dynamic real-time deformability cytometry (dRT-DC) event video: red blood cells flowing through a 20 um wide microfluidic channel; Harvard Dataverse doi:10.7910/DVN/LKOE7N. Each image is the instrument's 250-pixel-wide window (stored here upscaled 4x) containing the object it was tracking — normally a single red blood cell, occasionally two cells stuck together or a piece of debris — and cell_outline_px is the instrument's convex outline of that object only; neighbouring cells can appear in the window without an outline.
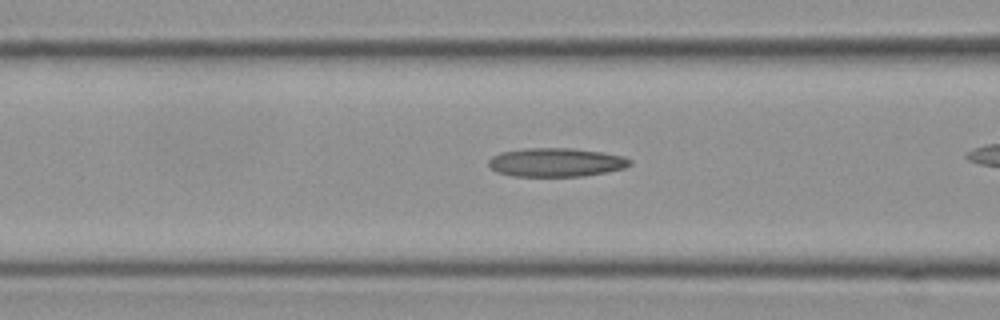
{"species": "Egyptian fruit bat (a non-hibernating species)", "species_latin": "Rousettus aegyptiacus", "temperature_condition": "cold", "stored_images_in_passage": 46, "camera_frame_rate_fps": 3000, "um_per_image_px": 0.085, "frame": {"image": 1, "passage_image": 24, "time_ms": 7.667, "image_size_px": [1000, 320], "cell_outline_px": [[632, 164], [624, 168], [604, 172], [580, 176], [512, 176], [496, 172], [488, 164], [488, 160], [492, 156], [500, 152], [524, 148], [572, 148], [604, 152], [624, 156], [632, 160]], "centroid_in_image_um": [47.26, 13.79], "position_along_channel_um": 119.3, "area_um2": 23.76}}
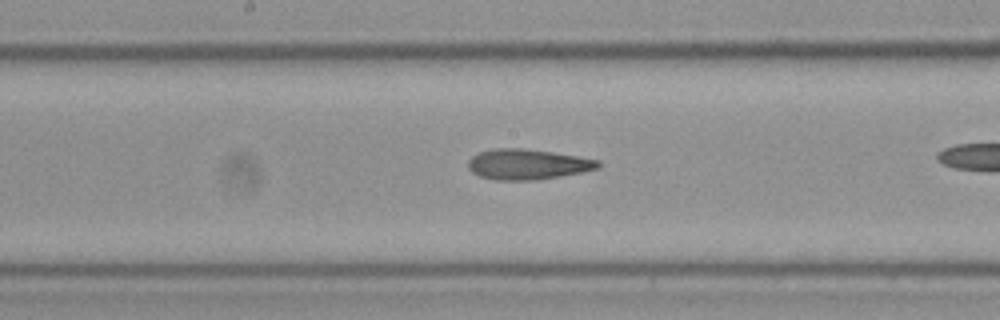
{"frame": {"image": 2, "passage_image": 31, "time_ms": 10.0, "image_size_px": [1000, 320], "cell_outline_px": [[600, 168], [560, 176], [536, 180], [496, 180], [480, 176], [472, 172], [468, 168], [468, 160], [472, 156], [480, 152], [492, 148], [520, 148], [552, 152], [600, 160]], "centroid_in_image_um": [44.82, 13.96], "position_along_channel_um": 203.4, "area_um2": 22.95}}
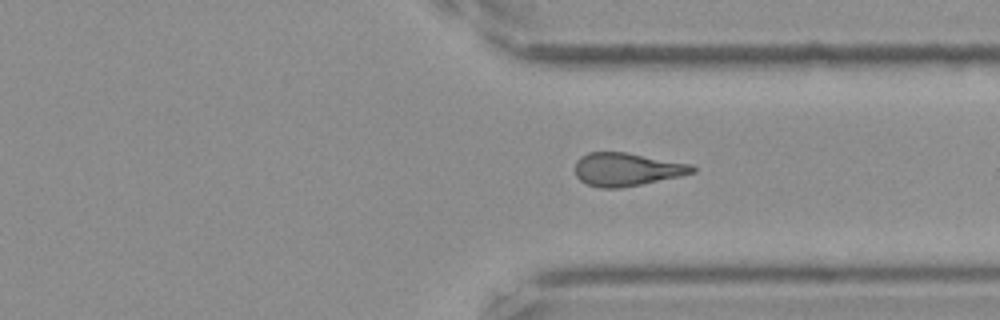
{"frame": {"image": 3, "passage_image": 44, "time_ms": 14.333, "image_size_px": [1000, 320], "cell_outline_px": [[696, 172], [680, 176], [620, 188], [600, 188], [588, 184], [580, 180], [576, 176], [576, 160], [580, 156], [588, 152], [628, 152], [692, 164], [696, 168]], "centroid_in_image_um": [53.28, 14.38], "position_along_channel_um": 358.1, "area_um2": 22.72}}